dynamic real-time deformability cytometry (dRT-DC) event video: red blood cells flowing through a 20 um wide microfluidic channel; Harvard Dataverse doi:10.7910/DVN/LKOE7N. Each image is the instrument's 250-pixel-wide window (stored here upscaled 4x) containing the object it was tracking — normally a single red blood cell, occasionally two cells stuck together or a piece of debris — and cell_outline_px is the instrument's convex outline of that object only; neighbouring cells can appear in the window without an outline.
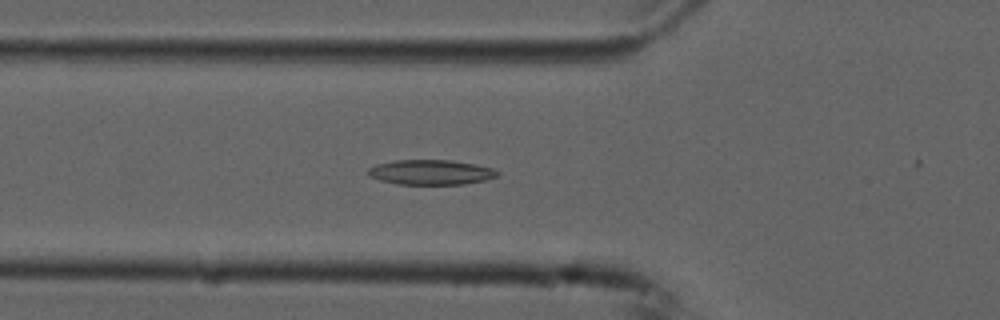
{"species": "common noctule bat (a hibernating species)", "species_latin": "Nyctalus noctula", "temperature_condition": "cold", "stored_images_in_passage": 45, "camera_frame_rate_fps": 3000, "um_per_image_px": 0.085, "animal": {"sex": "male", "forearm_length_mm": 52.5}, "frame": {"image": 1, "passage_image": 19, "time_ms": 6.0, "image_size_px": [1000, 320], "cell_outline_px": [[500, 172], [496, 176], [484, 180], [464, 184], [396, 184], [380, 180], [368, 176], [364, 172], [368, 168], [376, 164], [396, 160], [452, 160], [476, 164], [492, 168]], "centroid_in_image_um": [36.57, 14.63], "position_along_channel_um": 89.2, "area_um2": 18.9}}
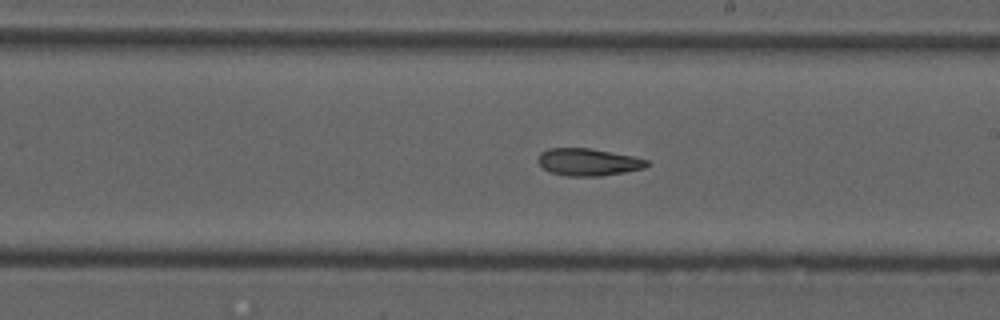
{"frame": {"image": 2, "passage_image": 31, "time_ms": 10.0, "image_size_px": [1000, 320], "cell_outline_px": [[652, 164], [644, 168], [624, 172], [600, 176], [564, 176], [548, 172], [536, 160], [540, 152], [548, 148], [588, 148], [632, 156], [648, 160]], "centroid_in_image_um": [49.97, 13.78], "position_along_channel_um": 239.0, "area_um2": 17.4}}
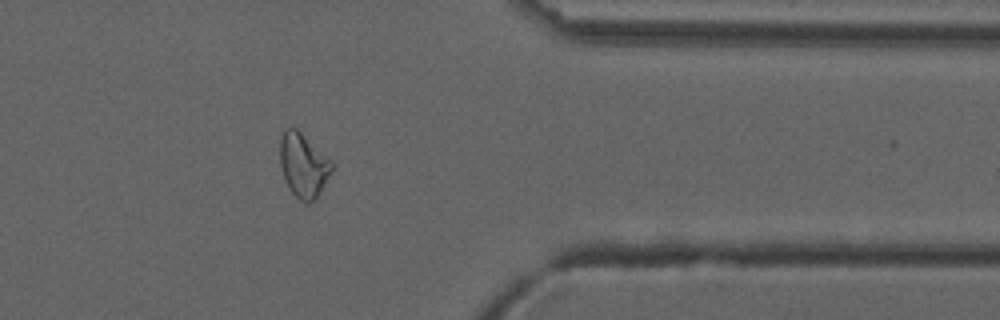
{"frame": {"image": 3, "passage_image": 44, "time_ms": 14.333, "image_size_px": [1000, 320], "cell_outline_px": [[332, 168], [320, 192], [308, 204], [300, 200], [292, 192], [284, 180], [280, 168], [280, 136], [284, 128], [296, 128], [332, 160]], "centroid_in_image_um": [25.75, 14.02], "position_along_channel_um": 385.7, "area_um2": 19.19}}